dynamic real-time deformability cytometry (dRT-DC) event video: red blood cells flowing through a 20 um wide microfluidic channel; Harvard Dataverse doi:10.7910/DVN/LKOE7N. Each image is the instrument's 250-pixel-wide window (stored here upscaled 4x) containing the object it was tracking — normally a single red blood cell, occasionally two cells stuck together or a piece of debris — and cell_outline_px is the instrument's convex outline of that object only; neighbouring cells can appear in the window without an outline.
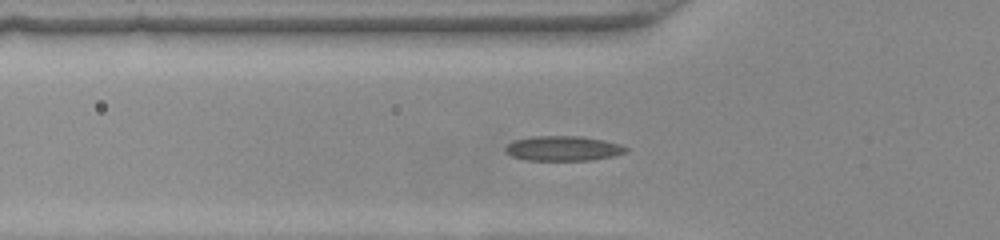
{"species": "common noctule bat (a hibernating species)", "species_latin": "Nyctalus noctula", "temperature_condition": "warm", "stored_images_in_passage": 36, "segment_of_instrument_passage": [1, 2], "camera_frame_rate_fps": 3000, "um_per_image_px": 0.085, "animal": {"sex": "female", "body_mass_g": 22.0, "forearm_length_mm": 56.7}, "frame": {"image": 1, "passage_image": 4, "time_ms": 1.0, "image_size_px": [1000, 240], "cell_outline_px": [[628, 152], [612, 156], [592, 160], [524, 160], [512, 156], [504, 152], [504, 148], [512, 140], [532, 136], [580, 136], [620, 144], [628, 148]], "centroid_in_image_um": [47.82, 12.62], "position_along_channel_um": 78.0, "area_um2": 17.51}}
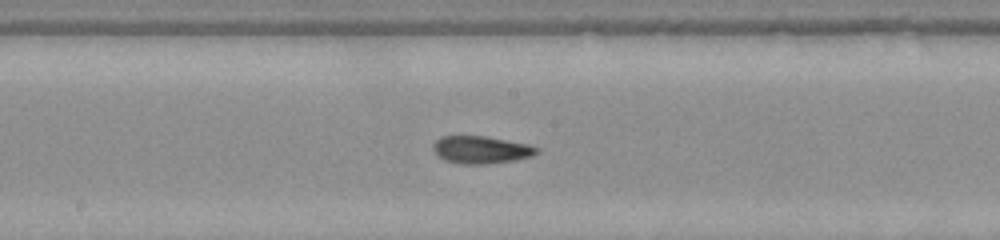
{"frame": {"image": 2, "passage_image": 13, "time_ms": 4.0, "image_size_px": [1000, 240], "cell_outline_px": [[540, 152], [532, 156], [516, 160], [488, 164], [460, 164], [444, 160], [432, 148], [432, 144], [440, 136], [484, 136], [528, 144], [540, 148]], "centroid_in_image_um": [40.91, 12.73], "position_along_channel_um": 207.3, "area_um2": 16.7}}
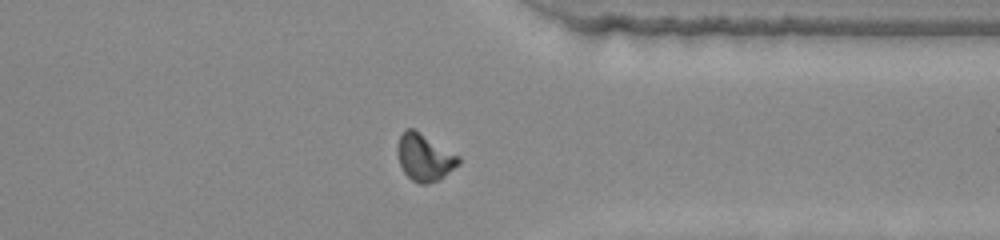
{"frame": {"image": 3, "passage_image": 25, "time_ms": 8.0, "image_size_px": [1000, 240], "cell_outline_px": [[460, 164], [440, 180], [428, 184], [420, 184], [412, 180], [404, 172], [400, 164], [396, 152], [396, 148], [400, 136], [404, 128], [412, 128], [460, 156]], "centroid_in_image_um": [36.08, 13.39], "position_along_channel_um": 375.3, "area_um2": 16.82}}